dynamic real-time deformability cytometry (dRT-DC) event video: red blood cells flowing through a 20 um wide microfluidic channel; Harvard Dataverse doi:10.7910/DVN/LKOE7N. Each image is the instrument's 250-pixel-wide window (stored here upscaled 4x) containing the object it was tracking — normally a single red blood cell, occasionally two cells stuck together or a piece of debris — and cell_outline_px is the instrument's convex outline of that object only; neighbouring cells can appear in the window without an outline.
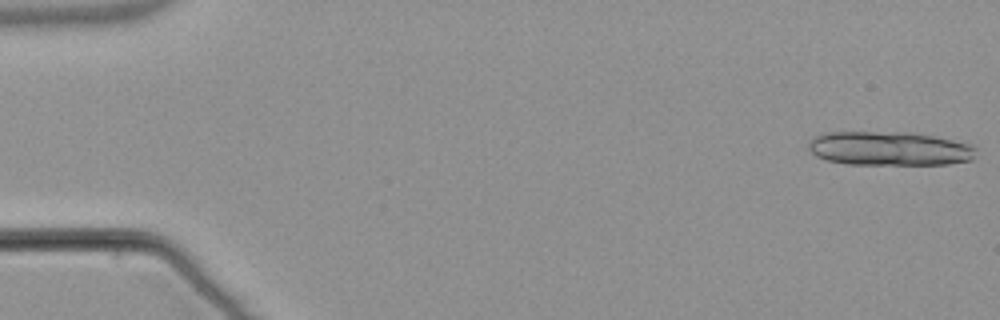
{"species": "common noctule bat (a hibernating species)", "species_latin": "Nyctalus noctula", "temperature_condition": "warm", "stored_images_in_passage": 15, "camera_frame_rate_fps": 3000, "um_per_image_px": 0.085, "animal": {"sex": "male", "body_mass_g": 21.5, "forearm_length_mm": 52.0}, "frame": {"image": 1, "passage_image": 1, "time_ms": 0.0, "image_size_px": [1000, 320], "cell_outline_px": [[976, 148], [972, 160], [948, 164], [848, 164], [828, 160], [816, 156], [808, 148], [808, 140], [824, 132], [912, 132], [972, 144]], "centroid_in_image_um": [75.58, 12.62], "position_along_channel_um": 9.4, "area_um2": 33.23}}